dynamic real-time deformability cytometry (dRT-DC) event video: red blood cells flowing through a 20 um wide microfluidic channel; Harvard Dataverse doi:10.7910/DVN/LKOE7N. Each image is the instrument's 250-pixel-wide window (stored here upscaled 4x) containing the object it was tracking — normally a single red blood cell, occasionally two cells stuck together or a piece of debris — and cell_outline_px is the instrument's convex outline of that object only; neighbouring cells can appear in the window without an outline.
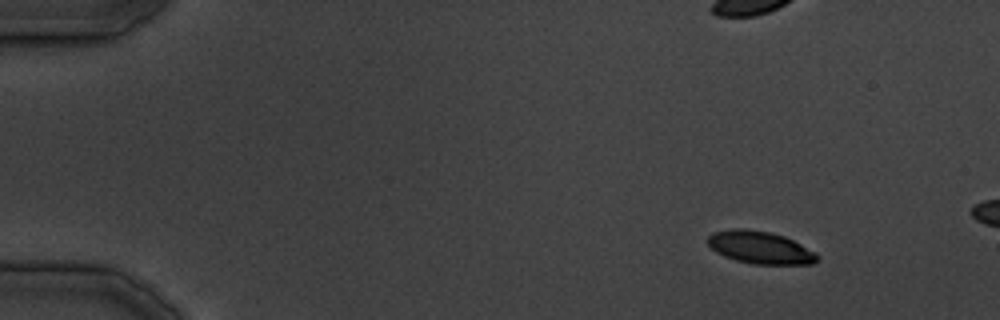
{"species": "common noctule bat (a hibernating species)", "species_latin": "Nyctalus noctula", "temperature_condition": "cold", "stored_images_in_passage": 7, "camera_frame_rate_fps": 3000, "um_per_image_px": 0.085, "animal": {"sex": "male", "body_mass_g": 19.5, "forearm_length_mm": 54.6}, "frame": {"image": 1, "passage_image": 1, "time_ms": 0.0, "image_size_px": [1000, 320], "cell_outline_px": [[820, 256], [812, 264], [752, 264], [736, 260], [724, 256], [716, 252], [708, 244], [708, 236], [712, 232], [732, 228], [744, 228], [768, 232], [784, 236], [816, 252]], "centroid_in_image_um": [64.6, 21.03], "position_along_channel_um": 20.4, "area_um2": 20.69}}